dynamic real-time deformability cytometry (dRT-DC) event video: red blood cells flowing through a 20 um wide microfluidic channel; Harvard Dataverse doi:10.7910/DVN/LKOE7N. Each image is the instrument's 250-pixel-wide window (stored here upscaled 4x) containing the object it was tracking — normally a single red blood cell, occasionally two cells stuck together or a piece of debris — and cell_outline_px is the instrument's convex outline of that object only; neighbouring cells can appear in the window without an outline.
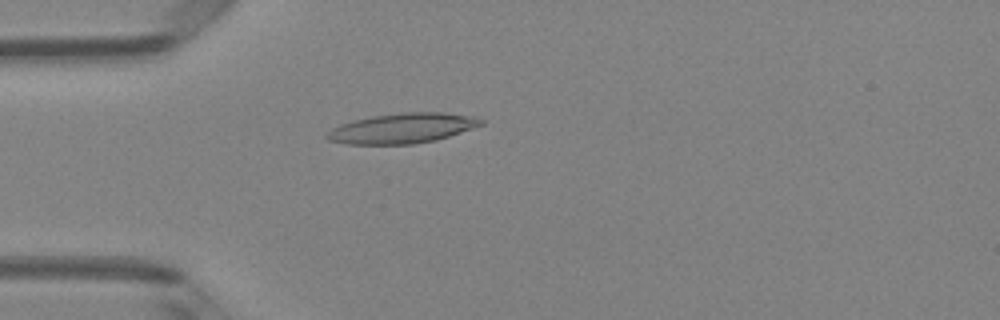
{"species": "Egyptian fruit bat (a non-hibernating species)", "species_latin": "Rousettus aegyptiacus", "temperature_condition": "room temperature", "stored_images_in_passage": 39, "camera_frame_rate_fps": 3000, "um_per_image_px": 0.085, "animal": {"sex": "female"}, "frame": {"image": 1, "passage_image": 4, "time_ms": 1.0, "image_size_px": [1000, 320], "cell_outline_px": [[484, 124], [436, 140], [412, 144], [348, 144], [328, 140], [324, 136], [332, 128], [340, 124], [352, 120], [372, 116], [404, 112], [444, 112], [476, 116], [484, 120]], "centroid_in_image_um": [34.2, 10.89], "position_along_channel_um": 50.8, "area_um2": 27.05}}
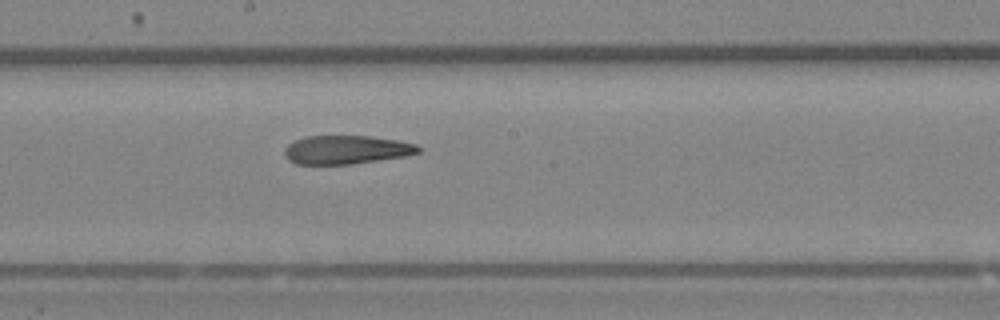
{"frame": {"image": 2, "passage_image": 17, "time_ms": 5.333, "image_size_px": [1000, 320], "cell_outline_px": [[424, 148], [420, 152], [404, 156], [352, 164], [296, 164], [288, 160], [284, 156], [284, 148], [288, 144], [304, 136], [368, 136], [396, 140], [416, 144]], "centroid_in_image_um": [29.43, 12.73], "position_along_channel_um": 218.8, "area_um2": 22.37}}
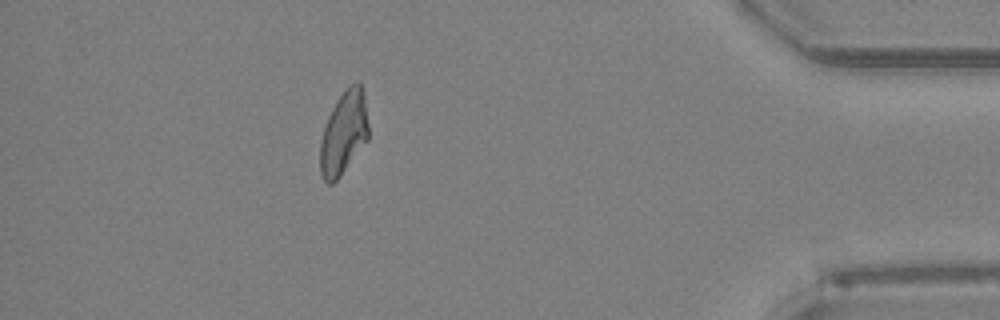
{"frame": {"image": 3, "passage_image": 34, "time_ms": 11.0, "image_size_px": [1000, 320], "cell_outline_px": [[368, 140], [340, 176], [332, 184], [328, 184], [320, 176], [320, 144], [324, 128], [328, 116], [332, 108], [344, 88], [348, 84], [356, 80], [360, 80], [364, 92], [368, 124]], "centroid_in_image_um": [29.23, 11.26], "position_along_channel_um": 406.0, "area_um2": 23.76}, "authors_computed_cell_mechanics": {"area_um2": 23.698, "velocity_mm_per_s": 4.1332, "shape_relaxation_time_tau1_ms": null, "shape_relaxation_time_tau2_ms": 5.3404, "deformation_change_tau1": null, "deformation_change_tau2": 0.15}}